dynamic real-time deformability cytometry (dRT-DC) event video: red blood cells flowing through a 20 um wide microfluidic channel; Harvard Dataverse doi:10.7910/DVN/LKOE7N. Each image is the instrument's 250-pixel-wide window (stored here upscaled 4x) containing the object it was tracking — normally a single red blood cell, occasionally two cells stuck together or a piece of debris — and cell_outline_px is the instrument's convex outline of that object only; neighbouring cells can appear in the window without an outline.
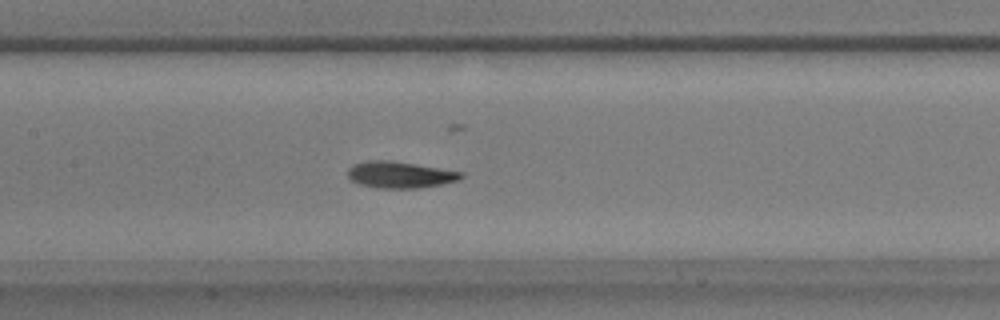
{"species": "common noctule bat (a hibernating species)", "species_latin": "Nyctalus noctula", "temperature_condition": "warm", "stored_images_in_passage": 53, "camera_frame_rate_fps": 3000, "um_per_image_px": 0.085, "animal": {"sex": "male", "body_mass_g": 17.9}, "frame": {"image": 1, "passage_image": 25, "time_ms": 8.0, "image_size_px": [1000, 320], "cell_outline_px": [[464, 176], [456, 180], [440, 184], [416, 188], [376, 188], [360, 184], [352, 180], [348, 176], [348, 168], [352, 164], [364, 160], [392, 160], [464, 172]], "centroid_in_image_um": [33.95, 14.83], "position_along_channel_um": 173.4, "area_um2": 17.51}}
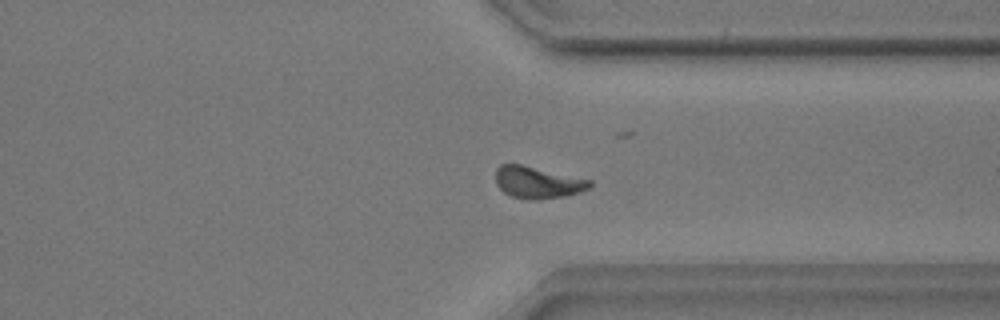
{"frame": {"image": 2, "passage_image": 40, "time_ms": 13.0, "image_size_px": [1000, 320], "cell_outline_px": [[592, 184], [588, 188], [580, 192], [564, 196], [536, 200], [528, 200], [512, 196], [504, 192], [496, 184], [496, 168], [500, 164], [520, 164], [592, 180]], "centroid_in_image_um": [45.68, 15.51], "position_along_channel_um": 365.7, "area_um2": 17.4}}
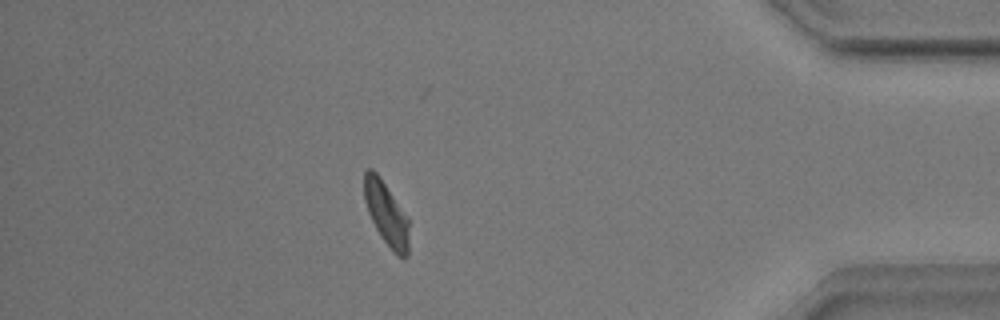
{"frame": {"image": 3, "passage_image": 46, "time_ms": 15.0, "image_size_px": [1000, 320], "cell_outline_px": [[408, 256], [404, 260], [380, 236], [368, 212], [364, 200], [364, 172], [368, 168], [372, 168], [376, 172], [408, 216]], "centroid_in_image_um": [32.83, 18.13], "position_along_channel_um": 402.4, "area_um2": 16.3}}